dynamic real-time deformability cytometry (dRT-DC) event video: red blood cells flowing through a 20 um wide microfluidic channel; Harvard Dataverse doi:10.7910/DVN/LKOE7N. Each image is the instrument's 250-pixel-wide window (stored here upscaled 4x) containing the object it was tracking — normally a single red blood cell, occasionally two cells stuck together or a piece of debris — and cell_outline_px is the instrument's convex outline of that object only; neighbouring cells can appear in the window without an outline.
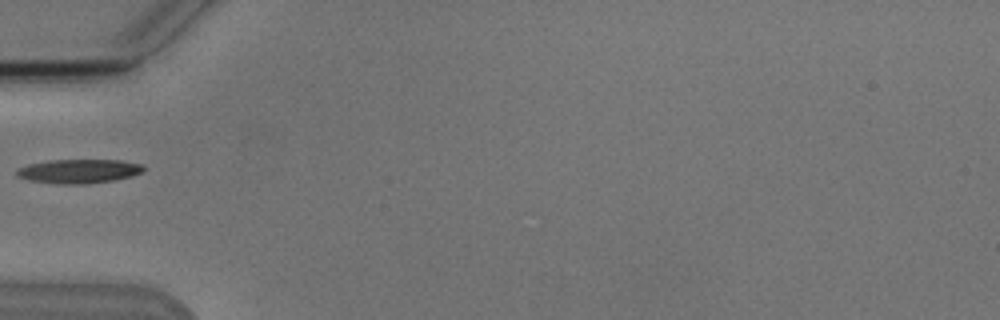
{"species": "Egyptian fruit bat (a non-hibernating species)", "species_latin": "Rousettus aegyptiacus", "temperature_condition": "cold", "stored_images_in_passage": 3, "camera_frame_rate_fps": 3000, "um_per_image_px": 0.085, "animal": {"sex": "male"}, "frame": {"image": 1, "passage_image": 2, "time_ms": 1.333, "image_size_px": [1000, 320], "cell_outline_px": [[144, 168], [140, 172], [132, 176], [116, 180], [84, 184], [60, 184], [28, 180], [16, 176], [16, 168], [28, 164], [48, 160], [120, 160], [144, 164]], "centroid_in_image_um": [6.67, 14.55], "position_along_channel_um": 78.3, "area_um2": 17.92}}